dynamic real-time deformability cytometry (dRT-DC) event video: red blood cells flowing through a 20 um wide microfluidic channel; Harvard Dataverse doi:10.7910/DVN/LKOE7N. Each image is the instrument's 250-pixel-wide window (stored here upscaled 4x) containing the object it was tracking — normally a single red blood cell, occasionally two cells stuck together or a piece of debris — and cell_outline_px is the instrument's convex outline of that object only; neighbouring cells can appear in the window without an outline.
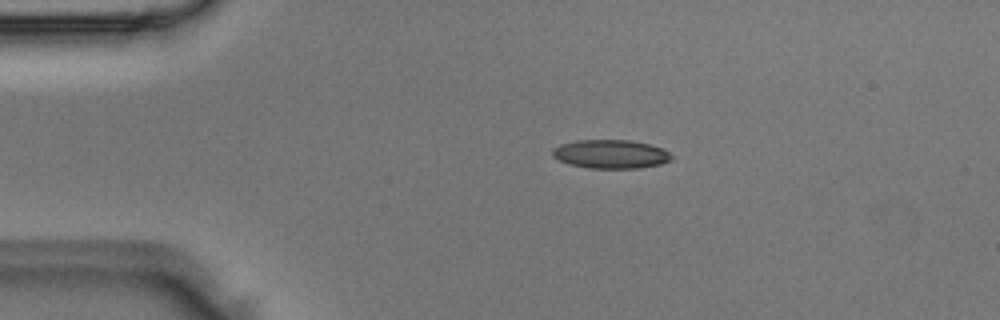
{"species": "Egyptian fruit bat (a non-hibernating species)", "species_latin": "Rousettus aegyptiacus", "temperature_condition": "room temperature", "stored_images_in_passage": 1, "camera_frame_rate_fps": 3000, "um_per_image_px": 0.085, "animal": {"sex": "male"}, "frame": {"image": 1, "passage_image": 1, "time_ms": 0.0, "image_size_px": [1000, 320], "cell_outline_px": [[672, 160], [660, 164], [636, 168], [588, 168], [568, 164], [552, 156], [552, 148], [560, 144], [576, 140], [628, 140], [648, 144], [664, 148], [672, 156]], "centroid_in_image_um": [51.89, 13.09], "position_along_channel_um": 33.1, "area_um2": 19.94}}